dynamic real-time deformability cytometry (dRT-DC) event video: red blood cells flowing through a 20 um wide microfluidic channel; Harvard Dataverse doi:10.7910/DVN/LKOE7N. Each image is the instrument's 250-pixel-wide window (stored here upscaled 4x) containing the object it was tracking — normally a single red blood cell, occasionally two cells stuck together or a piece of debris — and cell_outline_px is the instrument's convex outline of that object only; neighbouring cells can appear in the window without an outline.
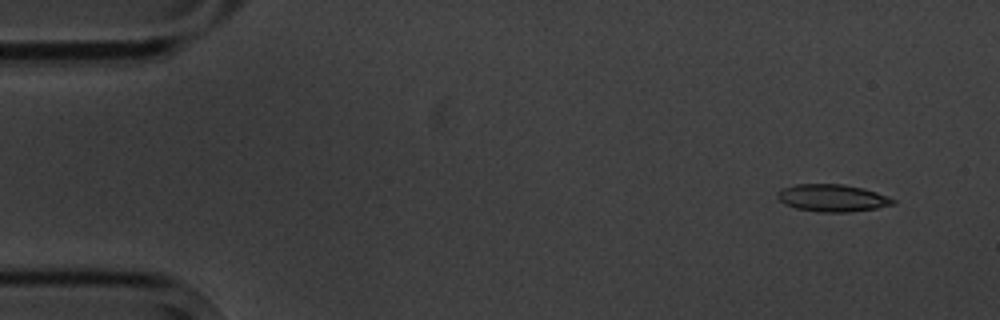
{"species": "common noctule bat (a hibernating species)", "species_latin": "Nyctalus noctula", "temperature_condition": "cold", "stored_images_in_passage": 10, "camera_frame_rate_fps": 3000, "um_per_image_px": 0.085, "animal": {"sex": "male", "body_mass_g": 20.1, "forearm_length_mm": 53.5}, "frame": {"image": 1, "passage_image": 1, "time_ms": 0.0, "image_size_px": [1000, 320], "cell_outline_px": [[896, 204], [876, 208], [848, 212], [820, 212], [796, 208], [784, 204], [776, 196], [776, 192], [784, 188], [796, 184], [844, 184], [864, 188], [888, 196], [896, 200]], "centroid_in_image_um": [70.76, 16.82], "position_along_channel_um": 14.2, "area_um2": 18.44}}
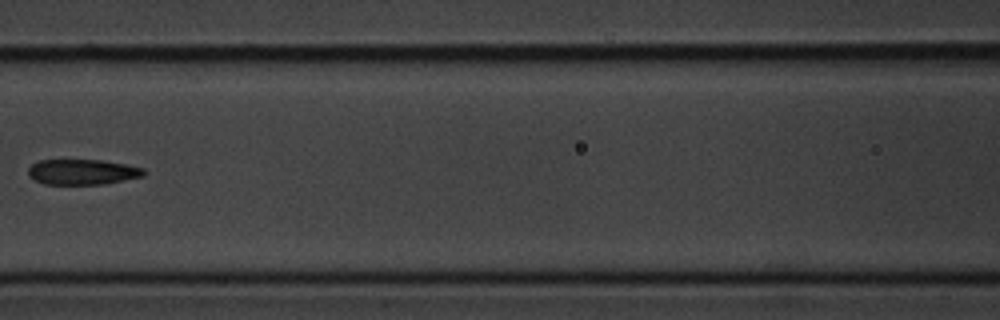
{"frame": {"image": 2, "passage_image": 6, "time_ms": 7.0, "image_size_px": [1000, 320], "cell_outline_px": [[144, 176], [104, 184], [44, 184], [28, 176], [28, 168], [32, 164], [40, 160], [100, 160], [128, 164], [144, 168]], "centroid_in_image_um": [7.01, 14.61], "position_along_channel_um": 159.6, "area_um2": 17.11}}
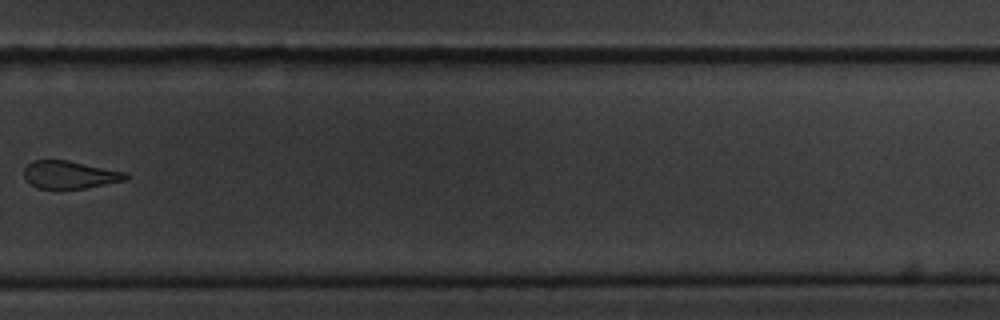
{"frame": {"image": 3, "passage_image": 10, "time_ms": 11.667, "image_size_px": [1000, 320], "cell_outline_px": [[132, 176], [124, 180], [84, 188], [40, 188], [32, 184], [24, 176], [24, 168], [28, 164], [36, 160], [68, 160], [128, 172]], "centroid_in_image_um": [5.99, 14.83], "position_along_channel_um": 323.8, "area_um2": 16.24}}